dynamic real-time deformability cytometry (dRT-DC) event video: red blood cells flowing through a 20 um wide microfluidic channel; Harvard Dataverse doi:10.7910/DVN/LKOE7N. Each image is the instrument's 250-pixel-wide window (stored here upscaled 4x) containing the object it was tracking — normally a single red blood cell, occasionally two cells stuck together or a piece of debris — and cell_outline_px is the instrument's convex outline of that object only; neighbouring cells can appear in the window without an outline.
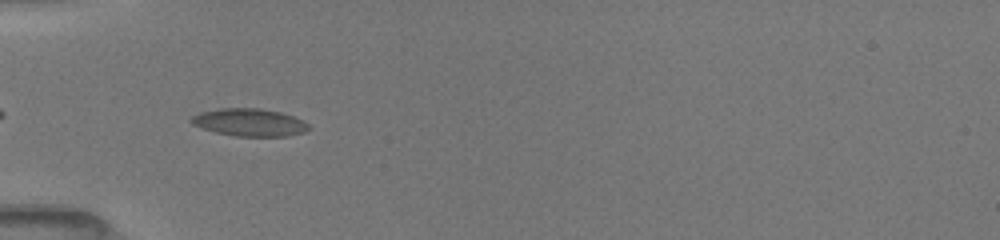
{"species": "common noctule bat (a hibernating species)", "species_latin": "Nyctalus noctula", "temperature_condition": "room temperature", "stored_images_in_passage": 37, "camera_frame_rate_fps": 3000, "um_per_image_px": 0.085, "animal": {"sex": "female", "body_mass_g": 19.5, "forearm_length_mm": 54.1}, "frame": {"image": 1, "passage_image": 3, "time_ms": 0.667, "image_size_px": [1000, 240], "cell_outline_px": [[308, 128], [304, 132], [288, 136], [236, 136], [216, 132], [192, 124], [188, 120], [192, 116], [200, 112], [220, 108], [260, 108], [280, 112], [304, 120], [308, 124]], "centroid_in_image_um": [21.19, 10.39], "position_along_channel_um": 63.8, "area_um2": 18.79}}
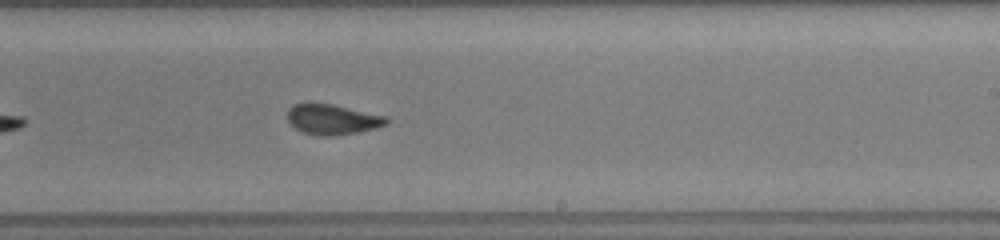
{"frame": {"image": 2, "passage_image": 18, "time_ms": 5.667, "image_size_px": [1000, 240], "cell_outline_px": [[388, 124], [376, 128], [360, 132], [332, 136], [320, 136], [304, 132], [296, 128], [288, 120], [288, 108], [292, 104], [332, 104], [388, 116]], "centroid_in_image_um": [28.31, 10.16], "position_along_channel_um": 260.7, "area_um2": 17.4}}
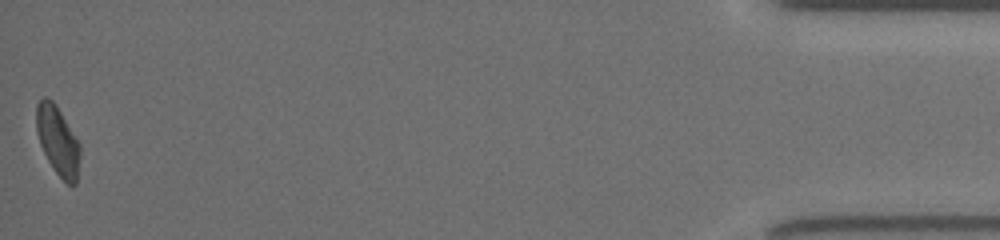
{"frame": {"image": 3, "passage_image": 37, "time_ms": 12.0, "image_size_px": [1000, 240], "cell_outline_px": [[80, 156], [76, 184], [72, 188], [56, 172], [48, 160], [40, 144], [36, 132], [36, 104], [44, 96], [52, 100], [56, 104], [80, 144]], "centroid_in_image_um": [4.91, 11.95], "position_along_channel_um": 430.3, "area_um2": 17.57}, "authors_computed_cell_mechanics": {"area_um2": 17.5712, "velocity_mm_per_s": 4.0233, "shape_relaxation_time_tau1_ms": 7.3385, "shape_relaxation_time_tau2_ms": 1.4692, "deformation_change_tau1": 0.1435, "deformation_change_tau2": 0.0594}}